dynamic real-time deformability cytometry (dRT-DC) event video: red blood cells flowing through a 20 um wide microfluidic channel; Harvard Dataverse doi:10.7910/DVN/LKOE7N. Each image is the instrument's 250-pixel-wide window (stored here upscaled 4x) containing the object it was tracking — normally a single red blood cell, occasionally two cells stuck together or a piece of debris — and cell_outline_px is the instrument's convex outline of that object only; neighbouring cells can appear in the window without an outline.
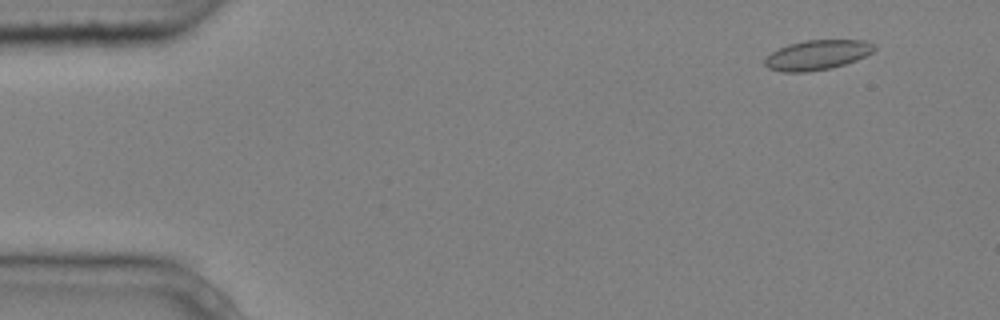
{"species": "common noctule bat (a hibernating species)", "species_latin": "Nyctalus noctula", "temperature_condition": "cold", "stored_images_in_passage": 4, "camera_frame_rate_fps": 3000, "um_per_image_px": 0.085, "animal": {"sex": "male", "body_mass_g": 20.4}, "frame": {"image": 1, "passage_image": 2, "time_ms": 0.333, "image_size_px": [1000, 320], "cell_outline_px": [[876, 48], [872, 52], [856, 60], [844, 64], [828, 68], [804, 72], [784, 72], [768, 68], [764, 64], [764, 60], [772, 52], [788, 44], [804, 40], [864, 40], [872, 44]], "centroid_in_image_um": [69.44, 4.66], "position_along_channel_um": 15.6, "area_um2": 18.73}}
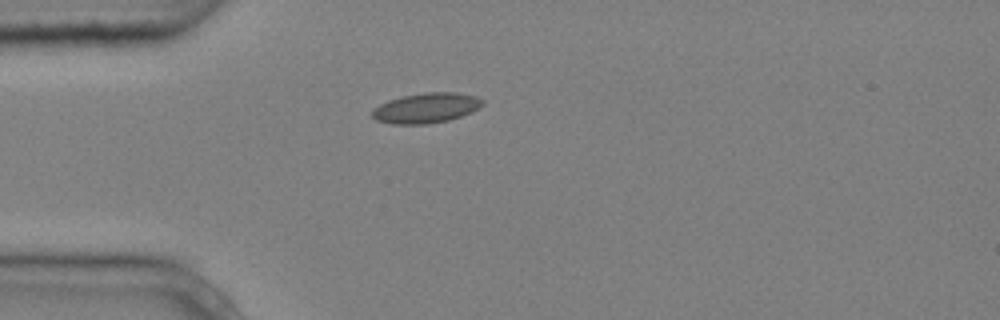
{"frame": {"image": 2, "passage_image": 4, "time_ms": 1.0, "image_size_px": [1000, 320], "cell_outline_px": [[484, 104], [480, 108], [472, 112], [448, 120], [428, 124], [392, 124], [376, 120], [372, 116], [372, 112], [380, 104], [388, 100], [404, 96], [424, 92], [456, 92], [476, 96], [484, 100]], "centroid_in_image_um": [36.26, 9.17], "position_along_channel_um": 48.7, "area_um2": 19.36}}